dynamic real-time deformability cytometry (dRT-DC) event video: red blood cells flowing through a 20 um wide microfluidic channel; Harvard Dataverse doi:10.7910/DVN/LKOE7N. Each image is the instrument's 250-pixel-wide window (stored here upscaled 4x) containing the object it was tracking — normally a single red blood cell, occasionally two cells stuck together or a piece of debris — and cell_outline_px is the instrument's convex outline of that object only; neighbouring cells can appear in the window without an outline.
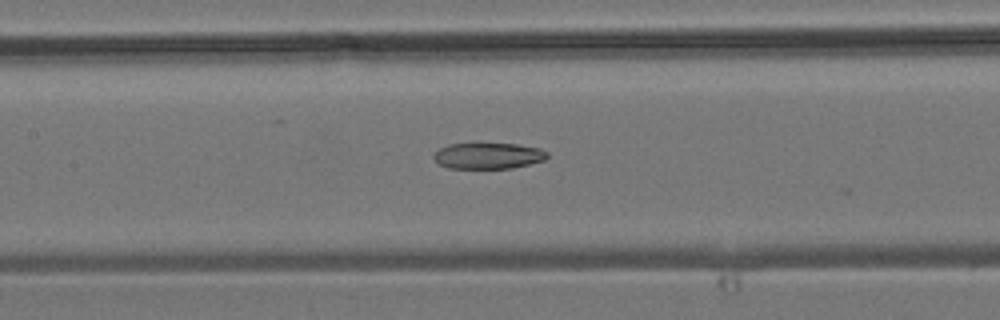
{"species": "common noctule bat (a hibernating species)", "species_latin": "Nyctalus noctula", "temperature_condition": "room temperature", "stored_images_in_passage": 22, "camera_frame_rate_fps": 3000, "um_per_image_px": 0.085, "animal": {"sex": "male", "body_mass_g": 19.2, "forearm_length_mm": 51.8}, "frame": {"image": 1, "passage_image": 21, "time_ms": 6.667, "image_size_px": [1000, 320], "cell_outline_px": [[548, 156], [544, 160], [512, 168], [448, 168], [440, 164], [432, 156], [440, 148], [448, 144], [516, 144], [540, 148], [548, 152]], "centroid_in_image_um": [41.51, 13.24], "position_along_channel_um": 165.9, "area_um2": 17.05}}